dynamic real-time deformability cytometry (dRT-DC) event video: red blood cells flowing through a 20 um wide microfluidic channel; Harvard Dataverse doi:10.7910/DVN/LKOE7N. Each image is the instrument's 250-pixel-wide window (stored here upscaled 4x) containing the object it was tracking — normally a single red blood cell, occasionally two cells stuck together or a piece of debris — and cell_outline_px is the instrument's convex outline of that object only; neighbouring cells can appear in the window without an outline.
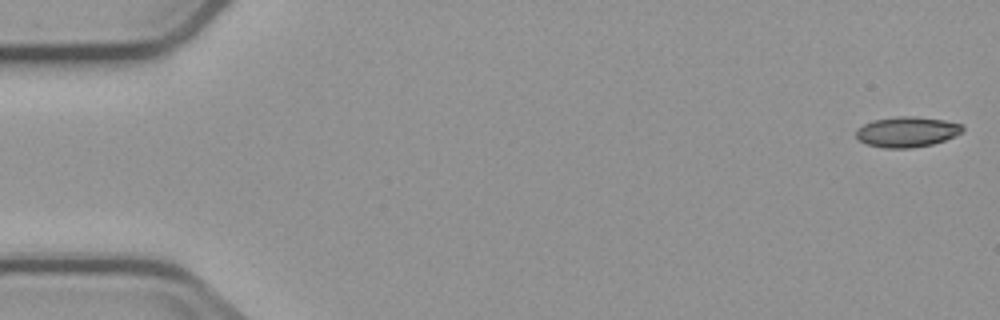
{"species": "common noctule bat (a hibernating species)", "species_latin": "Nyctalus noctula", "temperature_condition": "cold", "stored_images_in_passage": 5, "camera_frame_rate_fps": 3000, "um_per_image_px": 0.085, "animal": {"sex": "male", "body_mass_g": 23.1, "forearm_length_mm": 52.7}, "frame": {"image": 1, "passage_image": 1, "time_ms": 0.0, "image_size_px": [1000, 320], "cell_outline_px": [[964, 132], [944, 140], [932, 144], [912, 148], [884, 148], [868, 144], [860, 140], [856, 136], [856, 128], [872, 120], [896, 116], [916, 116], [944, 120], [964, 124]], "centroid_in_image_um": [77.11, 11.19], "position_along_channel_um": 7.9, "area_um2": 19.02}}
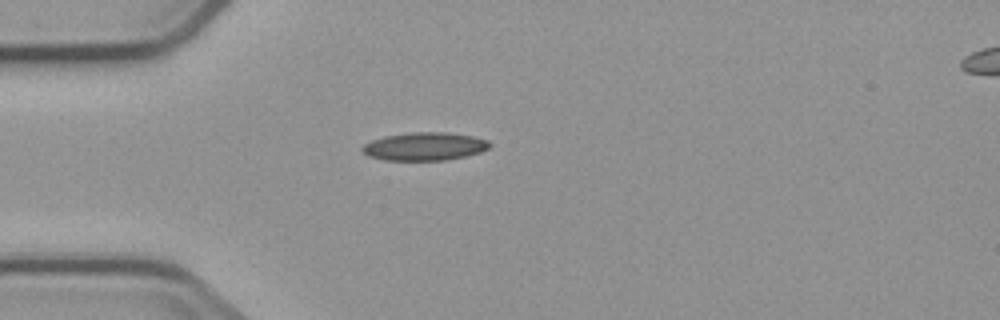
{"frame": {"image": 2, "passage_image": 5, "time_ms": 4.667, "image_size_px": [1000, 320], "cell_outline_px": [[492, 144], [488, 148], [480, 152], [464, 156], [444, 160], [384, 160], [368, 156], [360, 148], [364, 144], [372, 140], [384, 136], [412, 132], [444, 132], [472, 136], [488, 140]], "centroid_in_image_um": [36.07, 12.44], "position_along_channel_um": 48.9, "area_um2": 20.75}}